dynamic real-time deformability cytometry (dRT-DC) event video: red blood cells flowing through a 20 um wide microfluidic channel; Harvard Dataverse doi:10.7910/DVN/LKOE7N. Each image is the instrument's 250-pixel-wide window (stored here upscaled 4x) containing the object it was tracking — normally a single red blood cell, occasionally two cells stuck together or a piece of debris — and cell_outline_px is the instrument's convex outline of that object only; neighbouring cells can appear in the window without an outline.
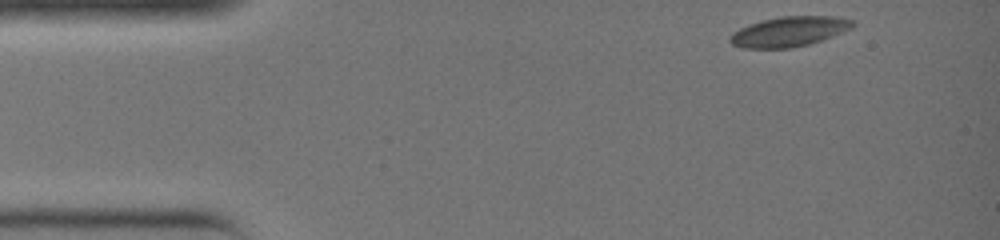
{"species": "common noctule bat (a hibernating species)", "species_latin": "Nyctalus noctula", "temperature_condition": "warm", "stored_images_in_passage": 31, "camera_frame_rate_fps": 3000, "um_per_image_px": 0.085, "animal": {"sex": "female", "body_mass_g": 19.0, "forearm_length_mm": 51.5}, "frame": {"image": 1, "passage_image": 1, "time_ms": 0.0, "image_size_px": [1000, 240], "cell_outline_px": [[856, 24], [852, 28], [832, 36], [808, 44], [792, 48], [740, 48], [732, 44], [728, 40], [728, 36], [732, 32], [748, 24], [760, 20], [780, 16], [840, 16], [852, 20]], "centroid_in_image_um": [67.04, 2.67], "position_along_channel_um": 18.0, "area_um2": 21.68}}
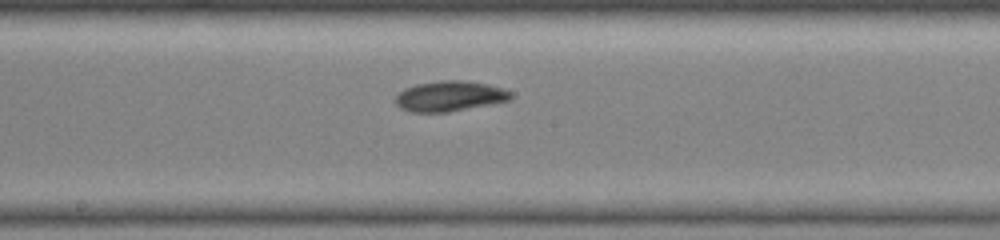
{"frame": {"image": 2, "passage_image": 17, "time_ms": 5.333, "image_size_px": [1000, 240], "cell_outline_px": [[512, 100], [448, 112], [412, 112], [400, 108], [396, 104], [396, 96], [404, 88], [416, 84], [440, 80], [464, 80], [488, 84], [504, 88], [512, 92]], "centroid_in_image_um": [38.25, 8.16], "position_along_channel_um": 209.9, "area_um2": 20.52}}
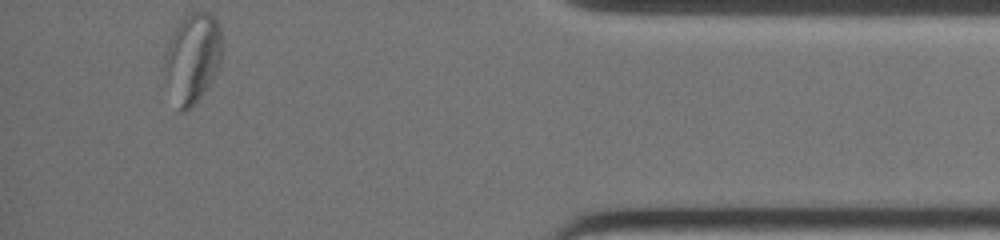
{"frame": {"image": 3, "passage_image": 31, "time_ms": 10.0, "image_size_px": [1000, 240], "cell_outline_px": [[224, 48], [220, 64], [212, 80], [200, 96], [184, 112], [180, 112], [168, 76], [164, 60], [164, 52], [172, 32], [180, 20], [188, 12], [208, 12], [220, 24]], "centroid_in_image_um": [16.43, 4.8], "position_along_channel_um": 418.8, "area_um2": 29.59}}